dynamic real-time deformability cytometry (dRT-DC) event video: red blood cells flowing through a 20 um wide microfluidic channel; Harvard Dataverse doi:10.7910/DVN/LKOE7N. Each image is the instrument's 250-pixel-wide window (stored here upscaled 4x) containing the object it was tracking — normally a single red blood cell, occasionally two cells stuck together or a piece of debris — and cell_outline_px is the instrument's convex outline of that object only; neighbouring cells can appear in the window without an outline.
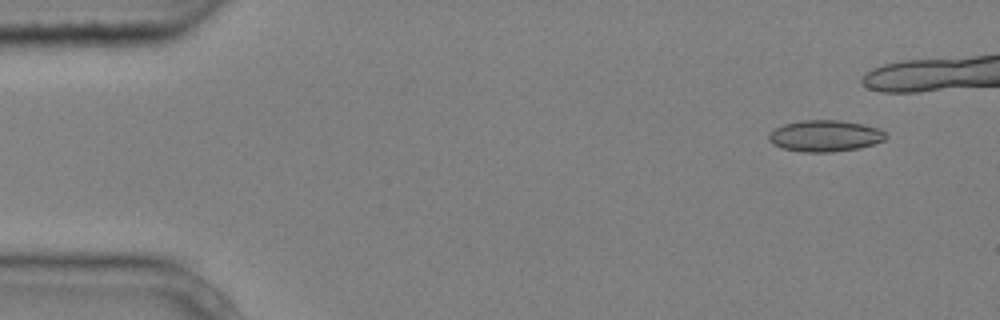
{"species": "common noctule bat (a hibernating species)", "species_latin": "Nyctalus noctula", "temperature_condition": "cold", "stored_images_in_passage": 8, "camera_frame_rate_fps": 3000, "um_per_image_px": 0.085, "animal": {"sex": "male", "body_mass_g": 20.4}, "frame": {"image": 1, "passage_image": 2, "time_ms": 0.333, "image_size_px": [1000, 320], "cell_outline_px": [[888, 136], [884, 140], [860, 148], [832, 152], [800, 152], [780, 148], [772, 144], [768, 140], [768, 136], [776, 128], [784, 124], [800, 120], [840, 120], [864, 124], [880, 128]], "centroid_in_image_um": [70.13, 11.55], "position_along_channel_um": 14.9, "area_um2": 21.62}}